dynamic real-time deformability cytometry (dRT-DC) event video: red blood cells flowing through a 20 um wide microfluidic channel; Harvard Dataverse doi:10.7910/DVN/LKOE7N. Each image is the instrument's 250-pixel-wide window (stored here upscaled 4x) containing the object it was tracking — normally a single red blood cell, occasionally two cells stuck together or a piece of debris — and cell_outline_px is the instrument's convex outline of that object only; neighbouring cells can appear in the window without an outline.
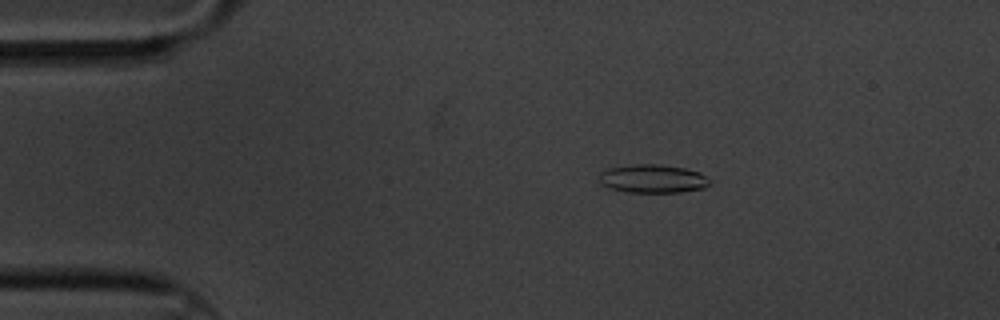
{"species": "common noctule bat (a hibernating species)", "species_latin": "Nyctalus noctula", "temperature_condition": "cold", "stored_images_in_passage": 5, "camera_frame_rate_fps": 3000, "um_per_image_px": 0.085, "animal": {"sex": "male", "body_mass_g": 20.1, "forearm_length_mm": 53.5}, "frame": {"image": 1, "passage_image": 3, "time_ms": 0.667, "image_size_px": [1000, 320], "cell_outline_px": [[712, 184], [704, 188], [680, 192], [628, 192], [608, 188], [600, 184], [600, 172], [608, 168], [636, 164], [660, 164], [684, 168], [700, 172], [712, 180]], "centroid_in_image_um": [55.51, 15.19], "position_along_channel_um": 29.5, "area_um2": 18.5}}
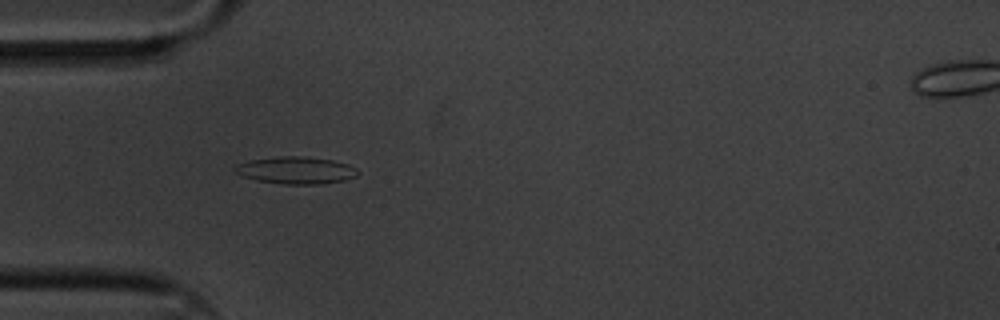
{"frame": {"image": 2, "passage_image": 5, "time_ms": 1.333, "image_size_px": [1000, 320], "cell_outline_px": [[360, 172], [356, 176], [344, 180], [324, 184], [280, 184], [256, 180], [240, 176], [232, 168], [236, 164], [248, 160], [276, 156], [304, 156], [332, 160], [348, 164], [356, 168]], "centroid_in_image_um": [25.12, 14.47], "position_along_channel_um": 59.9, "area_um2": 19.77}}